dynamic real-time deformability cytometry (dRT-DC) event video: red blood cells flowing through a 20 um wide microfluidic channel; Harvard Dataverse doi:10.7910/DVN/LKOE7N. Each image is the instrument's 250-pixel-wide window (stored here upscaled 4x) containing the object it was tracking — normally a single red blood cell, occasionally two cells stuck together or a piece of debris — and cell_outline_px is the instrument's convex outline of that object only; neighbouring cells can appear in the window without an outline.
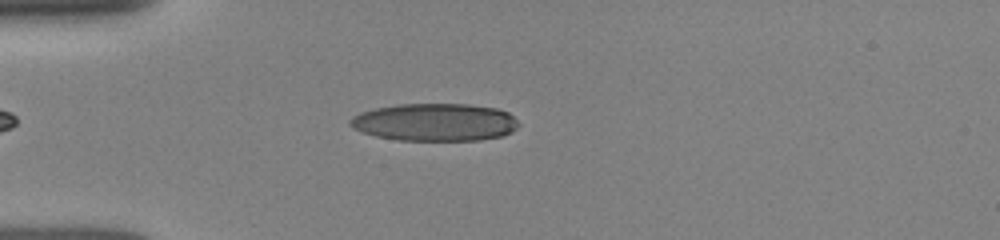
{"species": "human", "species_latin": "Homo sapiens", "temperature_condition": "room temperature", "stored_images_in_passage": 8, "camera_frame_rate_fps": 3000, "um_per_image_px": 0.085, "donor": {"sex": "female"}, "frame": {"image": 1, "passage_image": 7, "time_ms": 2.333, "image_size_px": [1000, 240], "cell_outline_px": [[520, 124], [512, 132], [504, 136], [480, 140], [396, 140], [376, 136], [352, 128], [348, 124], [348, 120], [352, 116], [360, 112], [376, 108], [400, 104], [468, 104], [496, 108], [508, 112]], "centroid_in_image_um": [36.96, 10.39], "position_along_channel_um": 48.0, "area_um2": 37.11}}